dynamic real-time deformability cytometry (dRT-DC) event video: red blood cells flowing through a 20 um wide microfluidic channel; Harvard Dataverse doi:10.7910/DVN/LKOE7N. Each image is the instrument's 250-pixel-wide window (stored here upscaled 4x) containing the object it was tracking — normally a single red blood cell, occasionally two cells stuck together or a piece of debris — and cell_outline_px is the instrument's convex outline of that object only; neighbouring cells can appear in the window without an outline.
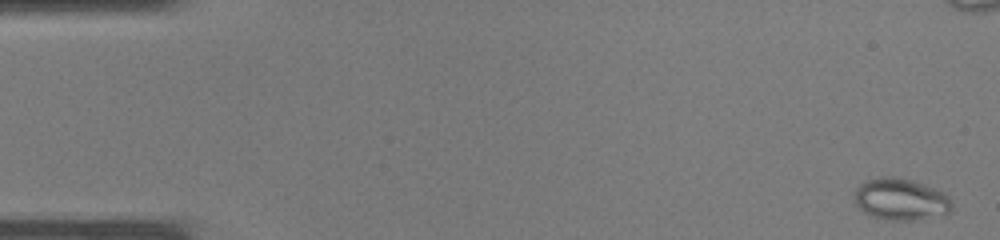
{"species": "common noctule bat (a hibernating species)", "species_latin": "Nyctalus noctula", "temperature_condition": "warm", "stored_images_in_passage": 39, "segment_of_instrument_passage": [1, 2], "camera_frame_rate_fps": 3000, "um_per_image_px": 0.085, "animal": {"sex": "male", "body_mass_g": 19.0, "forearm_length_mm": 50.8}, "frame": {"image": 1, "passage_image": 2, "time_ms": 0.333, "image_size_px": [1000, 240], "cell_outline_px": [[952, 208], [948, 212], [912, 220], [892, 220], [872, 216], [864, 212], [856, 204], [856, 188], [860, 184], [868, 180], [880, 176], [892, 176], [912, 180], [924, 184], [944, 192], [948, 196], [952, 204]], "centroid_in_image_um": [76.55, 16.92], "position_along_channel_um": 8.4, "area_um2": 23.29}}
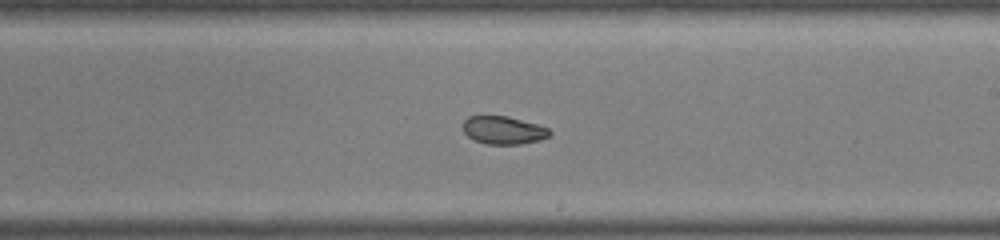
{"frame": {"image": 2, "passage_image": 23, "time_ms": 7.333, "image_size_px": [1000, 240], "cell_outline_px": [[552, 132], [548, 136], [540, 140], [520, 144], [484, 144], [472, 140], [464, 132], [464, 120], [468, 116], [508, 116], [536, 124], [548, 128]], "centroid_in_image_um": [42.77, 11.07], "position_along_channel_um": 246.2, "area_um2": 14.1}}
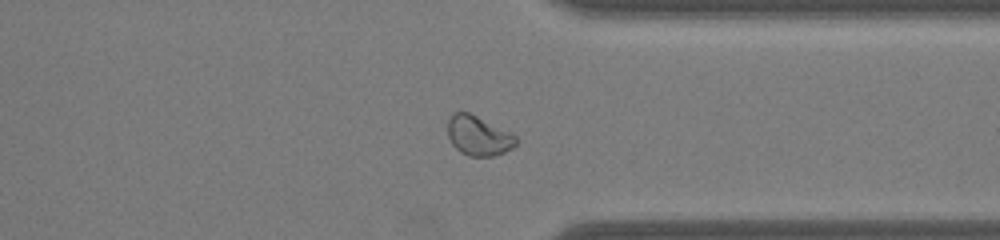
{"frame": {"image": 3, "passage_image": 30, "time_ms": 9.667, "image_size_px": [1000, 240], "cell_outline_px": [[516, 144], [512, 148], [504, 152], [492, 156], [468, 156], [460, 152], [452, 144], [448, 136], [448, 120], [456, 112], [468, 112], [512, 132], [516, 136]], "centroid_in_image_um": [40.68, 11.54], "position_along_channel_um": 370.7, "area_um2": 15.72}}